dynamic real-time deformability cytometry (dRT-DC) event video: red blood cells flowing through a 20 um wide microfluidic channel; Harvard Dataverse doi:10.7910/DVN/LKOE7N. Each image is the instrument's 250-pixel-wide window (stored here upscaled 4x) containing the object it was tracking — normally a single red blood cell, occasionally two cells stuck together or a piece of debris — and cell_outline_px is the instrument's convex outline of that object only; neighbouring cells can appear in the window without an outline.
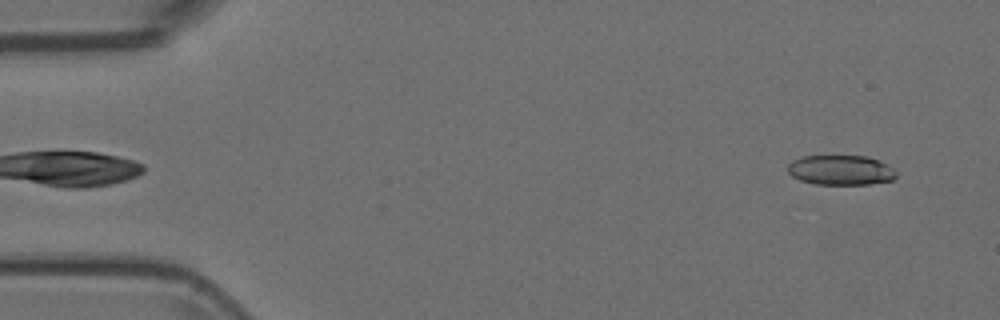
{"species": "Egyptian fruit bat (a non-hibernating species)", "species_latin": "Rousettus aegyptiacus", "temperature_condition": "room temperature", "stored_images_in_passage": 52, "camera_frame_rate_fps": 3000, "um_per_image_px": 0.085, "animal": {"sex": "female"}, "frame": {"image": 1, "passage_image": 3, "time_ms": 0.667, "image_size_px": [1000, 320], "cell_outline_px": [[896, 176], [892, 180], [868, 184], [816, 184], [800, 180], [792, 176], [788, 172], [788, 164], [792, 160], [804, 156], [868, 156], [888, 164], [896, 172]], "centroid_in_image_um": [71.46, 14.45], "position_along_channel_um": 13.5, "area_um2": 18.84}}
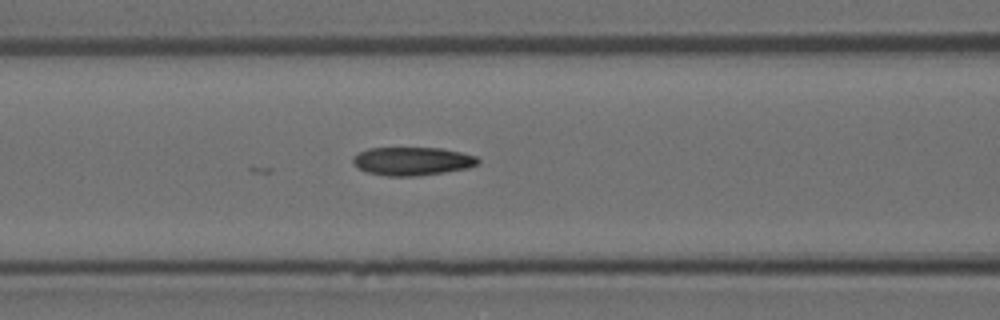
{"frame": {"image": 2, "passage_image": 21, "time_ms": 6.667, "image_size_px": [1000, 320], "cell_outline_px": [[480, 164], [468, 168], [420, 176], [388, 176], [368, 172], [352, 164], [352, 156], [368, 148], [440, 148], [460, 152], [476, 156], [480, 160]], "centroid_in_image_um": [35.06, 13.7], "position_along_channel_um": 131.5, "area_um2": 20.69}}
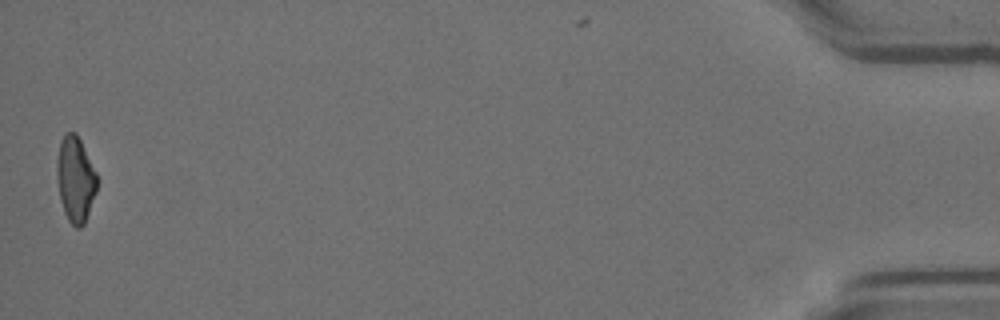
{"frame": {"image": 3, "passage_image": 52, "time_ms": 17.0, "image_size_px": [1000, 320], "cell_outline_px": [[96, 192], [84, 224], [80, 228], [76, 228], [68, 220], [64, 212], [60, 200], [56, 176], [56, 160], [60, 140], [64, 132], [76, 132], [96, 172]], "centroid_in_image_um": [6.38, 15.22], "position_along_channel_um": 428.8, "area_um2": 20.06}}